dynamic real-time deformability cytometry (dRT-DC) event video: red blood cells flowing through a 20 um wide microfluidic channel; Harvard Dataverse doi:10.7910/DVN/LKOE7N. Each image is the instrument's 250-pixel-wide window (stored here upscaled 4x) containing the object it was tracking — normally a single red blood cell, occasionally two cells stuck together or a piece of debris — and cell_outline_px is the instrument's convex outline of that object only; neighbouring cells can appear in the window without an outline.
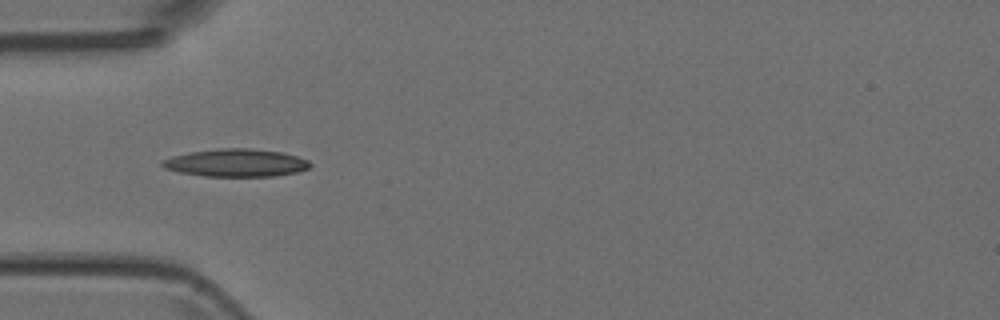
{"species": "Egyptian fruit bat (a non-hibernating species)", "species_latin": "Rousettus aegyptiacus", "temperature_condition": "room temperature", "stored_images_in_passage": 6, "camera_frame_rate_fps": 3000, "um_per_image_px": 0.085, "animal": {"sex": "female"}, "frame": {"image": 1, "passage_image": 5, "time_ms": 1.333, "image_size_px": [1000, 320], "cell_outline_px": [[312, 164], [308, 168], [296, 172], [276, 176], [204, 176], [180, 172], [164, 168], [160, 164], [160, 160], [172, 156], [192, 152], [220, 148], [248, 148], [284, 152], [308, 160]], "centroid_in_image_um": [20.06, 13.84], "position_along_channel_um": 64.9, "area_um2": 23.87}}
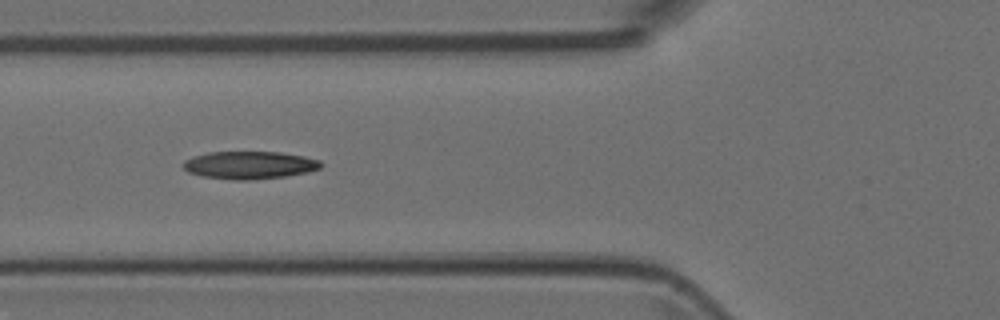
{"frame": {"image": 2, "passage_image": 6, "time_ms": 1.667, "image_size_px": [1000, 320], "cell_outline_px": [[320, 168], [308, 172], [284, 176], [252, 180], [236, 180], [200, 176], [188, 172], [184, 168], [184, 160], [192, 156], [208, 152], [280, 152], [304, 156], [320, 160]], "centroid_in_image_um": [21.18, 14.03], "position_along_channel_um": 104.6, "area_um2": 22.2}}